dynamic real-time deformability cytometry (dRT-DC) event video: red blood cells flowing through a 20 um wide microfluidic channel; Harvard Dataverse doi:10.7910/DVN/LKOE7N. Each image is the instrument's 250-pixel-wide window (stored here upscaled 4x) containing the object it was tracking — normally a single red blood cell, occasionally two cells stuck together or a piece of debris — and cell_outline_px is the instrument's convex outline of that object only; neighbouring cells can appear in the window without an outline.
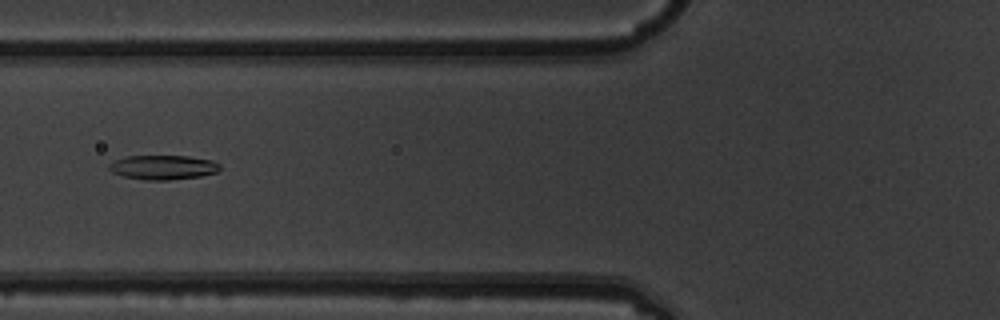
{"species": "common noctule bat (a hibernating species)", "species_latin": "Nyctalus noctula", "temperature_condition": "warm", "stored_images_in_passage": 7, "camera_frame_rate_fps": 3000, "um_per_image_px": 0.085, "animal": {"sex": "male", "body_mass_g": 19.5, "forearm_length_mm": 54.6}, "frame": {"image": 1, "passage_image": 7, "time_ms": 2.0, "image_size_px": [1000, 320], "cell_outline_px": [[220, 168], [216, 172], [200, 176], [168, 180], [144, 180], [120, 176], [112, 172], [108, 168], [108, 164], [124, 156], [188, 156], [212, 160], [220, 164]], "centroid_in_image_um": [13.82, 14.22], "position_along_channel_um": 112.0, "area_um2": 15.84}}